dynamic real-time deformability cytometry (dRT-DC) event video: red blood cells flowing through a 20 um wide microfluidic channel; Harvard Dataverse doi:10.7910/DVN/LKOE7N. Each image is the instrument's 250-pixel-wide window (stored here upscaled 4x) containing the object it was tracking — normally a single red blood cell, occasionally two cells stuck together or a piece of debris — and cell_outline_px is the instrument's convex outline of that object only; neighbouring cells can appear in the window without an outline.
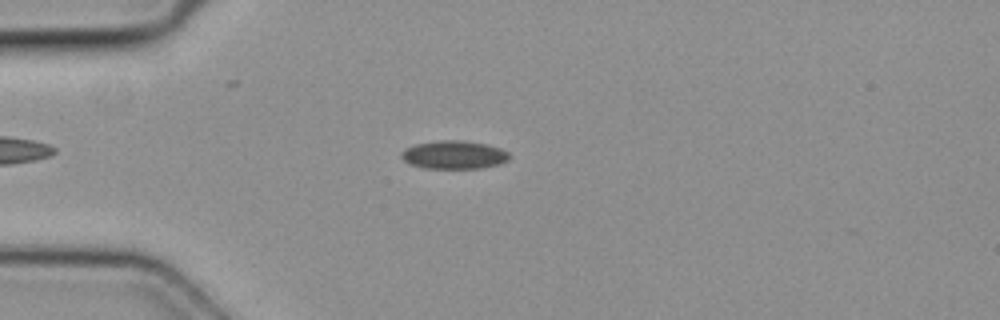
{"species": "common noctule bat (a hibernating species)", "species_latin": "Nyctalus noctula", "temperature_condition": "cold", "stored_images_in_passage": 4, "camera_frame_rate_fps": 3000, "um_per_image_px": 0.085, "animal": {"sex": "female", "body_mass_g": 19.3, "forearm_length_mm": 54.1}, "frame": {"image": 1, "passage_image": 3, "time_ms": 0.667, "image_size_px": [1000, 320], "cell_outline_px": [[512, 156], [508, 160], [500, 164], [480, 168], [424, 168], [408, 164], [400, 156], [400, 152], [404, 148], [416, 144], [440, 140], [460, 140], [488, 144], [500, 148], [508, 152]], "centroid_in_image_um": [38.58, 13.16], "position_along_channel_um": 46.4, "area_um2": 17.98}}